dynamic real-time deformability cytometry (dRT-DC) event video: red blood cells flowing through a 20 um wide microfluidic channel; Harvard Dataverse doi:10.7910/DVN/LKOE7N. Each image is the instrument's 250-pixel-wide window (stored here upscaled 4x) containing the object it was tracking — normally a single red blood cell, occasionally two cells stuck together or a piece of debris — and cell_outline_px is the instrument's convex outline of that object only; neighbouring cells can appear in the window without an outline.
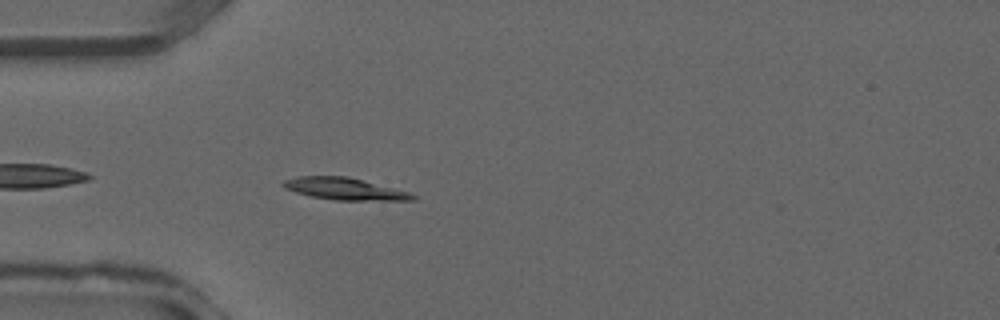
{"species": "common noctule bat (a hibernating species)", "species_latin": "Nyctalus noctula", "temperature_condition": "warm", "stored_images_in_passage": 28, "camera_frame_rate_fps": 3000, "um_per_image_px": 0.085, "animal": {"sex": "male", "forearm_length_mm": 52.5}, "frame": {"image": 1, "passage_image": 2, "time_ms": 0.333, "image_size_px": [1000, 320], "cell_outline_px": [[416, 200], [336, 200], [312, 196], [296, 192], [284, 188], [280, 184], [284, 180], [296, 176], [348, 176], [408, 192], [416, 196]], "centroid_in_image_um": [29.24, 16.04], "position_along_channel_um": 55.8, "area_um2": 16.42}}
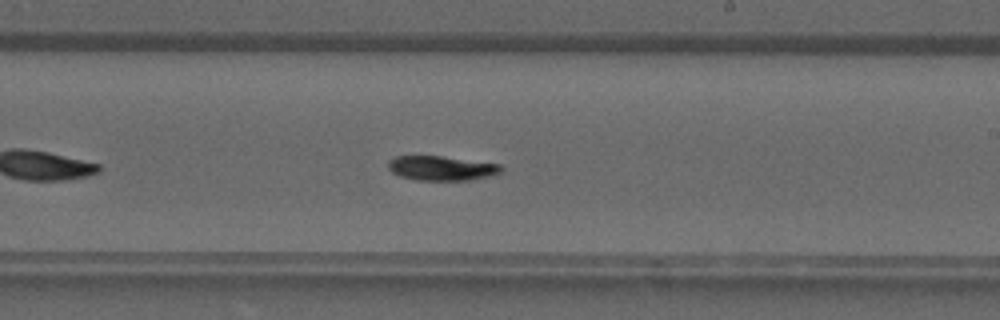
{"frame": {"image": 2, "passage_image": 13, "time_ms": 4.0, "image_size_px": [1000, 320], "cell_outline_px": [[504, 168], [500, 172], [488, 176], [472, 180], [416, 180], [400, 176], [392, 172], [388, 168], [388, 160], [396, 156], [440, 156], [500, 164]], "centroid_in_image_um": [37.51, 14.29], "position_along_channel_um": 251.5, "area_um2": 16.07}}
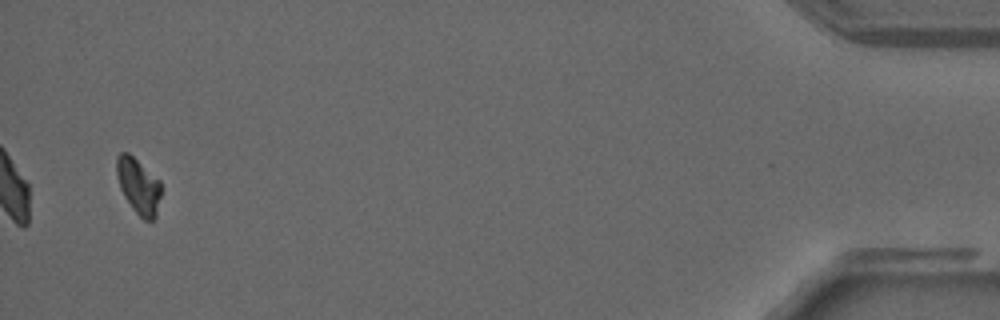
{"frame": {"image": 3, "passage_image": 27, "time_ms": 8.667, "image_size_px": [1000, 320], "cell_outline_px": [[160, 196], [156, 216], [152, 220], [144, 220], [132, 208], [124, 196], [120, 188], [116, 172], [116, 156], [120, 152], [128, 152], [160, 180]], "centroid_in_image_um": [11.75, 15.79], "position_along_channel_um": 423.4, "area_um2": 14.33}}